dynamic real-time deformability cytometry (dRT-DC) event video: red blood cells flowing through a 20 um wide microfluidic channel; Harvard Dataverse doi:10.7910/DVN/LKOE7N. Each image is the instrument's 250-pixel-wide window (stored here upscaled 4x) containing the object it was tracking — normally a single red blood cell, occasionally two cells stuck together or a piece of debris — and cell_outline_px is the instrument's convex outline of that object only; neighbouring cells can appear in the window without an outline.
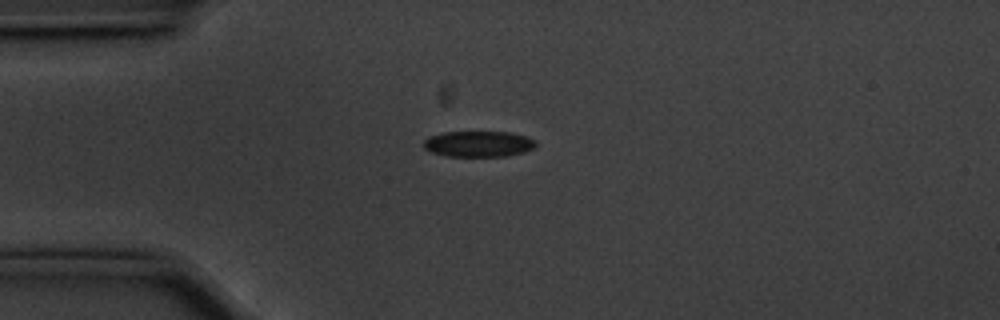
{"species": "common noctule bat (a hibernating species)", "species_latin": "Nyctalus noctula", "temperature_condition": "cold", "stored_images_in_passage": 43, "camera_frame_rate_fps": 3000, "um_per_image_px": 0.085, "animal": {"sex": "male", "body_mass_g": 20.1, "forearm_length_mm": 53.5}, "frame": {"image": 1, "passage_image": 1, "time_ms": 0.0, "image_size_px": [1000, 320], "cell_outline_px": [[536, 148], [524, 152], [508, 156], [444, 156], [432, 152], [424, 148], [424, 140], [428, 136], [444, 132], [512, 132], [536, 140]], "centroid_in_image_um": [40.69, 12.23], "position_along_channel_um": 44.3, "area_um2": 17.05}}
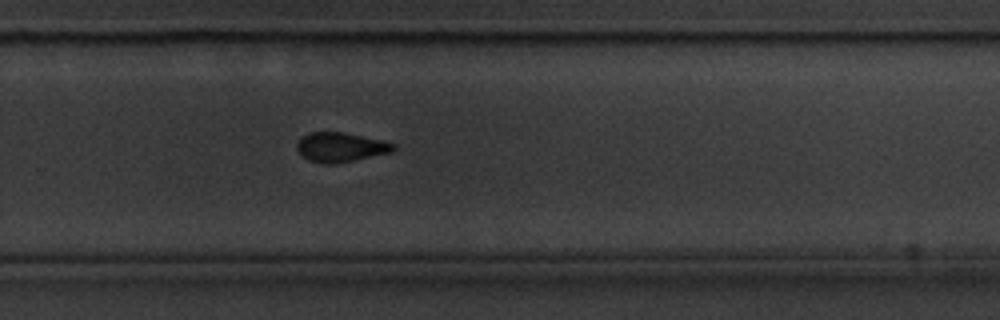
{"frame": {"image": 2, "passage_image": 24, "time_ms": 7.667, "image_size_px": [1000, 320], "cell_outline_px": [[396, 148], [392, 152], [336, 164], [324, 164], [308, 160], [296, 148], [296, 144], [308, 132], [344, 132], [380, 140], [396, 144]], "centroid_in_image_um": [28.96, 12.52], "position_along_channel_um": 300.8, "area_um2": 16.47}}
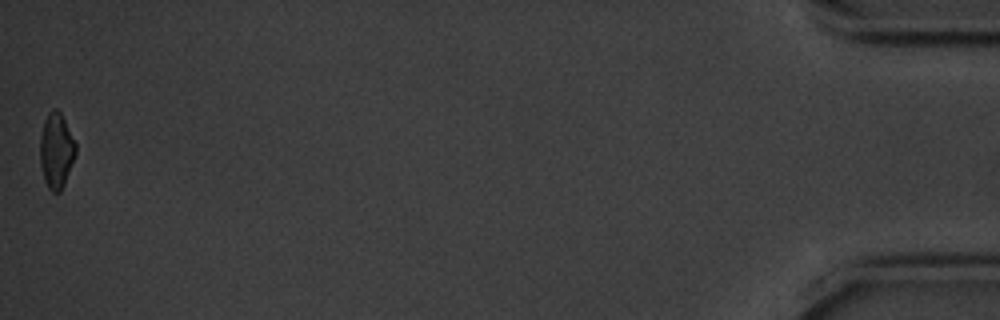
{"frame": {"image": 3, "passage_image": 43, "time_ms": 14.0, "image_size_px": [1000, 320], "cell_outline_px": [[76, 152], [64, 184], [60, 192], [52, 192], [48, 188], [44, 180], [40, 164], [40, 136], [44, 120], [48, 112], [52, 108], [56, 108], [60, 112], [76, 144]], "centroid_in_image_um": [4.76, 12.79], "position_along_channel_um": 430.4, "area_um2": 15.55}, "authors_computed_cell_mechanics": {"area_um2": 16.9354, "velocity_mm_per_s": 3.5625, "shape_relaxation_time_tau1_ms": 2.4355, "shape_relaxation_time_tau2_ms": 6.8454, "deformation_change_tau1": 0.1044, "deformation_change_tau2": 0.1218}}